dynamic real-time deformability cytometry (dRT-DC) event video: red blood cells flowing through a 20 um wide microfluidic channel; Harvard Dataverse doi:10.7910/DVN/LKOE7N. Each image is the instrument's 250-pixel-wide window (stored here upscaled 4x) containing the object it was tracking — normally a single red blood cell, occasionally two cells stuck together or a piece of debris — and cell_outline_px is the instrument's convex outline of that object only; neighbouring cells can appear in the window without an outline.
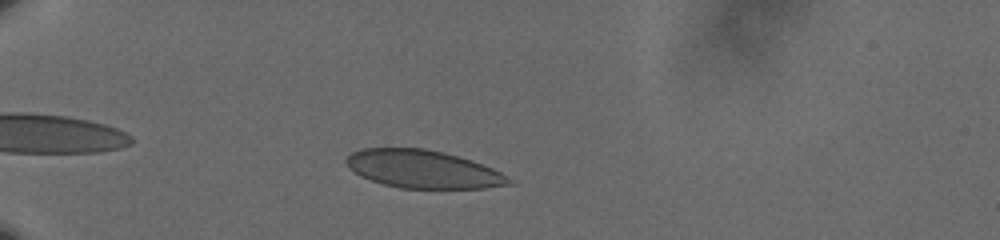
{"species": "human", "species_latin": "Homo sapiens", "temperature_condition": "cold", "stored_images_in_passage": 47, "camera_frame_rate_fps": 3000, "um_per_image_px": 0.085, "donor": {"sex": "male"}, "frame": {"image": 1, "passage_image": 7, "time_ms": 2.0, "image_size_px": [1000, 240], "cell_outline_px": [[516, 184], [484, 188], [400, 188], [384, 184], [360, 176], [352, 172], [348, 168], [344, 160], [352, 152], [360, 148], [424, 148], [444, 152], [472, 160], [492, 168], [516, 180]], "centroid_in_image_um": [35.97, 14.38], "position_along_channel_um": 49.0, "area_um2": 36.3}}
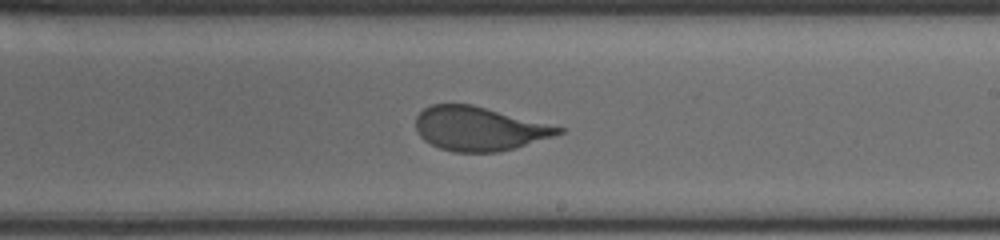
{"frame": {"image": 2, "passage_image": 27, "time_ms": 8.667, "image_size_px": [1000, 240], "cell_outline_px": [[568, 128], [564, 132], [516, 148], [500, 152], [452, 152], [440, 148], [424, 140], [420, 136], [416, 128], [416, 116], [424, 108], [432, 104], [472, 104]], "centroid_in_image_um": [40.75, 10.93], "position_along_channel_um": 248.3, "area_um2": 36.7}}
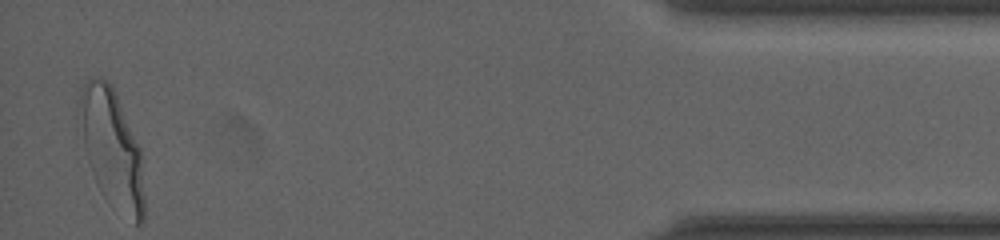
{"frame": {"image": 3, "passage_image": 47, "time_ms": 15.333, "image_size_px": [1000, 240], "cell_outline_px": [[144, 224], [136, 224], [104, 196], [100, 192], [96, 184], [88, 160], [84, 144], [76, 108], [80, 92], [84, 84], [88, 80], [100, 76], [108, 80], [112, 84], [140, 148], [144, 196]], "centroid_in_image_um": [9.49, 12.57], "position_along_channel_um": 425.7, "area_um2": 44.27}, "authors_computed_cell_mechanics": {"area_um2": 37.9168, "velocity_mm_per_s": 3.5904, "shape_relaxation_time_tau1_ms": 3.8543, "shape_relaxation_time_tau2_ms": null, "deformation_change_tau1": 0.1475, "deformation_change_tau2": null}}